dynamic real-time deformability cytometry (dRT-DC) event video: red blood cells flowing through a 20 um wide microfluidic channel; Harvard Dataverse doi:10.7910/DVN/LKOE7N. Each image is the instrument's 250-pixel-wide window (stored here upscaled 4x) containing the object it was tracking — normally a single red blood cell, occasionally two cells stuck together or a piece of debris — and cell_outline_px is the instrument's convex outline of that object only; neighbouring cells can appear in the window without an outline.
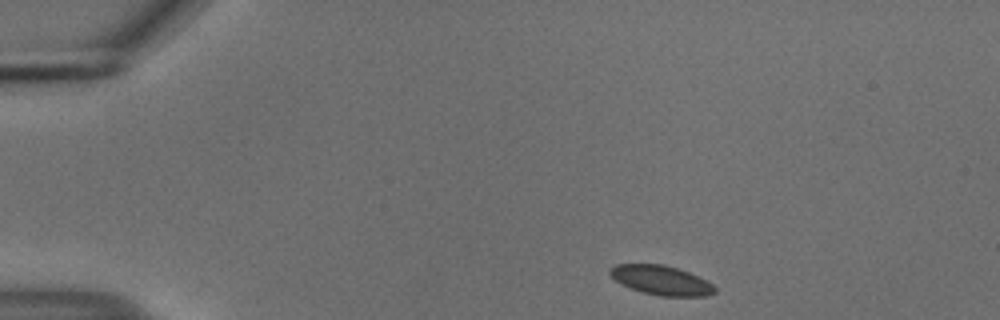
{"species": "common noctule bat (a hibernating species)", "species_latin": "Nyctalus noctula", "temperature_condition": "cold", "stored_images_in_passage": 46, "camera_frame_rate_fps": 3000, "um_per_image_px": 0.085, "animal": {"sex": "male", "body_mass_g": 18.8}, "frame": {"image": 1, "passage_image": 1, "time_ms": 0.0, "image_size_px": [1000, 320], "cell_outline_px": [[716, 292], [704, 296], [660, 296], [644, 292], [632, 288], [616, 280], [608, 272], [608, 268], [616, 264], [664, 264], [688, 272], [712, 284], [716, 288]], "centroid_in_image_um": [56.19, 23.81], "position_along_channel_um": 28.8, "area_um2": 17.63}}
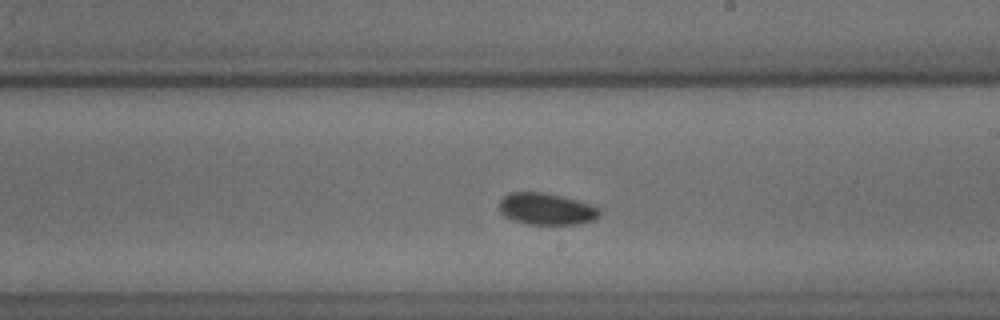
{"frame": {"image": 2, "passage_image": 24, "time_ms": 7.667, "image_size_px": [1000, 320], "cell_outline_px": [[600, 216], [592, 220], [576, 224], [528, 224], [512, 220], [504, 216], [500, 212], [500, 200], [504, 196], [512, 192], [544, 192], [592, 204], [600, 208]], "centroid_in_image_um": [46.44, 17.76], "position_along_channel_um": 242.6, "area_um2": 18.5}}
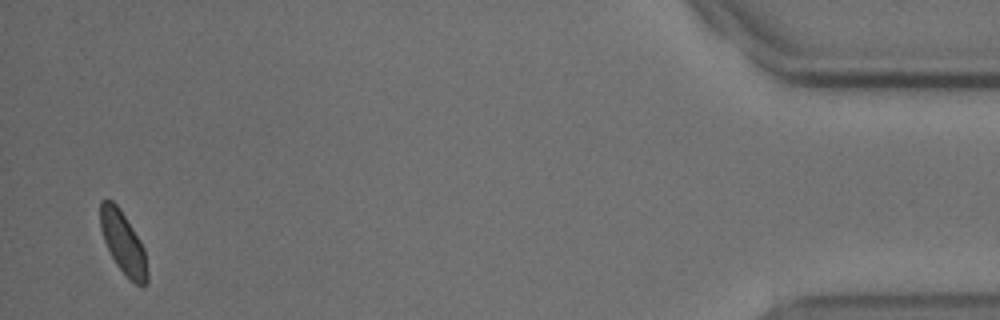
{"frame": {"image": 3, "passage_image": 45, "time_ms": 14.667, "image_size_px": [1000, 320], "cell_outline_px": [[148, 284], [140, 288], [116, 264], [104, 240], [100, 228], [100, 200], [112, 200], [120, 208], [140, 240], [144, 248], [148, 272]], "centroid_in_image_um": [10.49, 20.64], "position_along_channel_um": 424.7, "area_um2": 16.94}}